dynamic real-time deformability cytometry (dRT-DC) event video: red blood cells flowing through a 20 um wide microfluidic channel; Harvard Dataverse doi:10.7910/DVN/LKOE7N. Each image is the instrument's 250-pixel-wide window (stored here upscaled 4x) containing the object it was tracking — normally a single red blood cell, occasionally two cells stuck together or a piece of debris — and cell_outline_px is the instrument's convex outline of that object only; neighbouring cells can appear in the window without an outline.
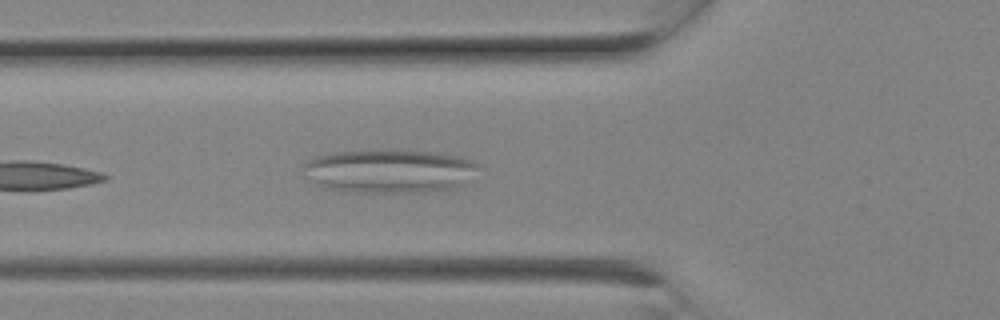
{"species": "Egyptian fruit bat (a non-hibernating species)", "species_latin": "Rousettus aegyptiacus", "temperature_condition": "room temperature", "stored_images_in_passage": 6, "camera_frame_rate_fps": 3000, "um_per_image_px": 0.085, "animal": {"sex": "female"}, "frame": {"image": 1, "passage_image": 6, "time_ms": 1.667, "image_size_px": [1000, 320], "cell_outline_px": [[480, 164], [464, 184], [448, 188], [424, 192], [360, 192], [324, 188], [304, 180], [300, 168], [304, 160], [312, 156], [332, 152], [380, 148], [400, 148], [436, 152], [460, 156], [476, 160]], "centroid_in_image_um": [32.96, 14.49], "position_along_channel_um": 92.8, "area_um2": 46.18}}